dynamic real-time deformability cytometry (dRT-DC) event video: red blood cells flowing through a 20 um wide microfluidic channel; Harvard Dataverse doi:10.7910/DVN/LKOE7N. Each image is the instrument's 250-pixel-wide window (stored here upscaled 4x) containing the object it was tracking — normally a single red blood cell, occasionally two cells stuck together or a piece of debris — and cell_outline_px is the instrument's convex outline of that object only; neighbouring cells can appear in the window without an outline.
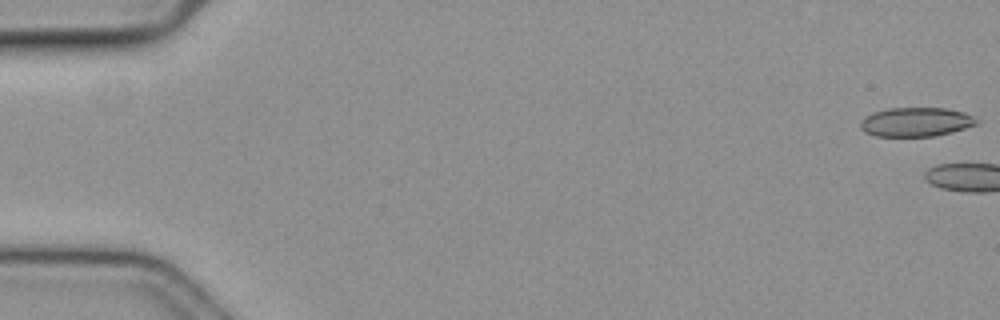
{"species": "common noctule bat (a hibernating species)", "species_latin": "Nyctalus noctula", "temperature_condition": "cold", "stored_images_in_passage": 4, "camera_frame_rate_fps": 3000, "um_per_image_px": 0.085, "animal": {"sex": "female", "body_mass_g": 19.3, "forearm_length_mm": 54.1}, "frame": {"image": 1, "passage_image": 1, "time_ms": 0.0, "image_size_px": [1000, 320], "cell_outline_px": [[980, 124], [952, 132], [936, 136], [876, 136], [864, 132], [860, 128], [860, 120], [864, 116], [872, 112], [888, 108], [944, 108], [964, 112], [980, 120]], "centroid_in_image_um": [77.86, 10.37], "position_along_channel_um": 7.1, "area_um2": 20.0}}